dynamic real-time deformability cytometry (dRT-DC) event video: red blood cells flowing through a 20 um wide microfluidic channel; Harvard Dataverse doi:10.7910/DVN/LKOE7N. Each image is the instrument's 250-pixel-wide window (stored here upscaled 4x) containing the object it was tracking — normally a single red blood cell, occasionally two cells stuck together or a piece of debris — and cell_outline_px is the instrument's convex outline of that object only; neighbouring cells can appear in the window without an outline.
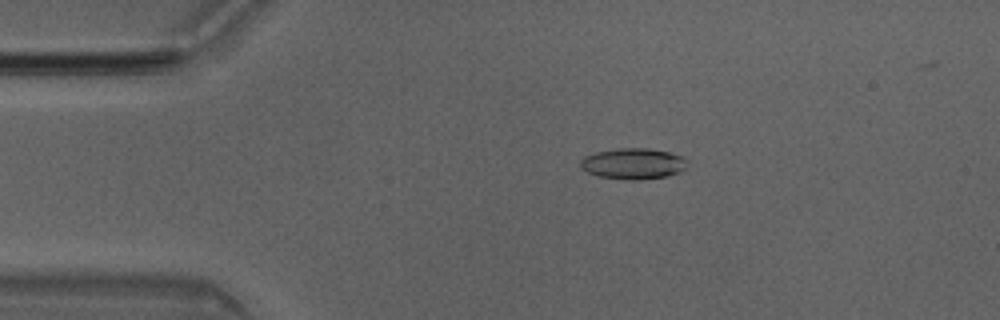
{"species": "Egyptian fruit bat (a non-hibernating species)", "species_latin": "Rousettus aegyptiacus", "temperature_condition": "room temperature", "stored_images_in_passage": 48, "camera_frame_rate_fps": 3000, "um_per_image_px": 0.085, "animal": {"sex": "male"}, "frame": {"image": 1, "passage_image": 10, "time_ms": 3.0, "image_size_px": [1000, 320], "cell_outline_px": [[684, 168], [680, 172], [664, 176], [640, 180], [628, 180], [596, 176], [580, 168], [580, 160], [584, 156], [596, 152], [620, 148], [648, 148], [668, 152], [684, 156]], "centroid_in_image_um": [53.76, 13.91], "position_along_channel_um": 31.2, "area_um2": 19.19}}
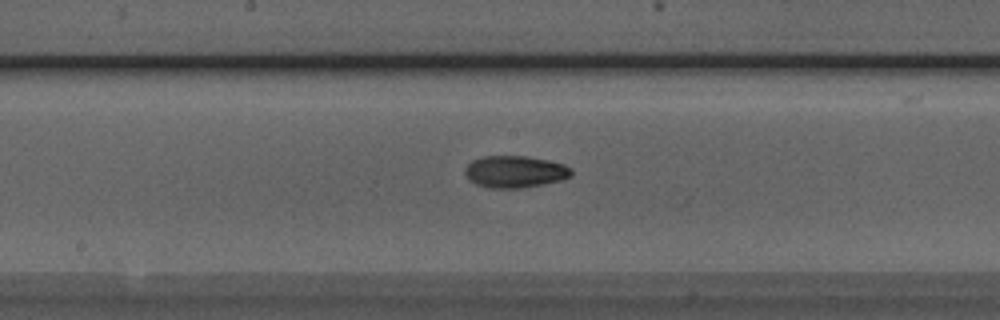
{"frame": {"image": 2, "passage_image": 26, "time_ms": 8.333, "image_size_px": [1000, 320], "cell_outline_px": [[572, 176], [560, 180], [544, 184], [520, 188], [488, 188], [476, 184], [468, 180], [464, 172], [464, 168], [472, 160], [484, 156], [528, 156], [548, 160], [564, 164], [572, 168]], "centroid_in_image_um": [43.76, 14.59], "position_along_channel_um": 204.4, "area_um2": 20.0}}
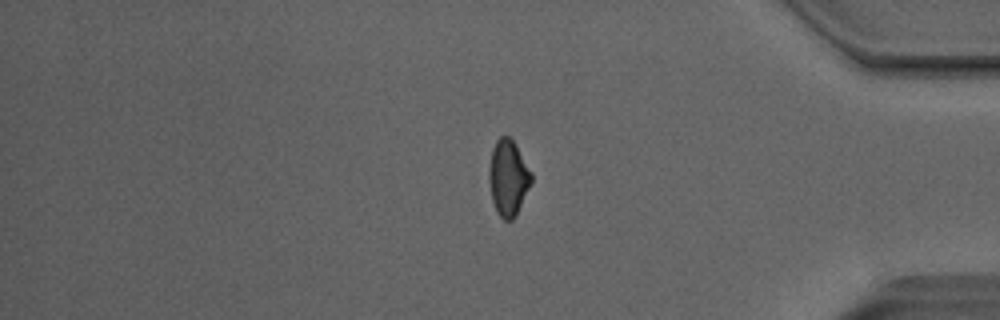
{"frame": {"image": 3, "passage_image": 42, "time_ms": 13.667, "image_size_px": [1000, 320], "cell_outline_px": [[532, 180], [516, 216], [512, 220], [504, 220], [496, 212], [492, 200], [488, 180], [488, 168], [492, 148], [496, 140], [500, 136], [508, 136], [512, 140], [532, 172]], "centroid_in_image_um": [43.17, 15.12], "position_along_channel_um": 392.0, "area_um2": 18.73}}